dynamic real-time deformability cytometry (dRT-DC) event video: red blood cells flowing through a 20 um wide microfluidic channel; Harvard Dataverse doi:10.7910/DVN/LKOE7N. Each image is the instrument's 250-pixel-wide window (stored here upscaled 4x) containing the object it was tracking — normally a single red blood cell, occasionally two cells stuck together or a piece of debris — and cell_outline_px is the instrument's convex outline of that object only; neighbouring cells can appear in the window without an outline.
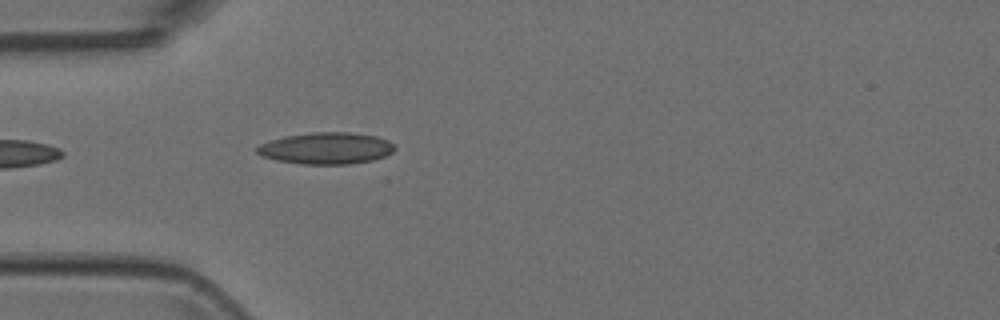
{"species": "Egyptian fruit bat (a non-hibernating species)", "species_latin": "Rousettus aegyptiacus", "temperature_condition": "room temperature", "stored_images_in_passage": 3, "camera_frame_rate_fps": 3000, "um_per_image_px": 0.085, "animal": {"sex": "female"}, "frame": {"image": 1, "passage_image": 3, "time_ms": 0.667, "image_size_px": [1000, 320], "cell_outline_px": [[396, 148], [392, 152], [384, 156], [372, 160], [348, 164], [300, 164], [276, 160], [264, 156], [256, 152], [256, 148], [260, 144], [284, 136], [312, 132], [348, 132], [376, 136], [388, 140]], "centroid_in_image_um": [27.73, 12.6], "position_along_channel_um": 57.3, "area_um2": 25.26}}